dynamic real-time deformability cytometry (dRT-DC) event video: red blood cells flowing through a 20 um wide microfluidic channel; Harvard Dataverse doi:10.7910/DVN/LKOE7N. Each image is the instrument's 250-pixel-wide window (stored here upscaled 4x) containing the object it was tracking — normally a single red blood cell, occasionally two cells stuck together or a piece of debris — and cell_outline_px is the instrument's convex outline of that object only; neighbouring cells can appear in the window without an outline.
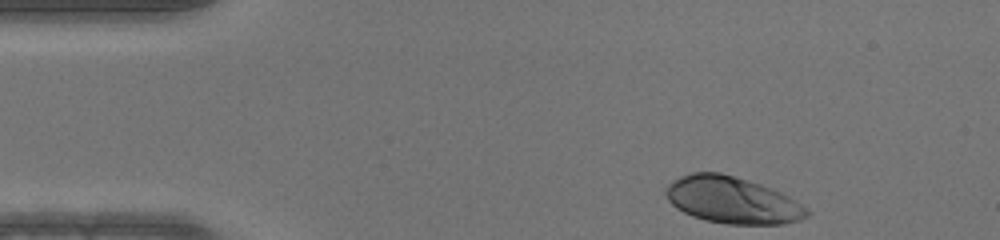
{"species": "human", "species_latin": "Homo sapiens", "temperature_condition": "warm", "stored_images_in_passage": 44, "camera_frame_rate_fps": 3000, "um_per_image_px": 0.085, "donor": {"sex": "male"}, "frame": {"image": 1, "passage_image": 1, "time_ms": 0.0, "image_size_px": [1000, 240], "cell_outline_px": [[812, 212], [808, 216], [800, 220], [784, 224], [728, 224], [704, 220], [692, 216], [676, 208], [668, 200], [664, 192], [668, 184], [672, 180], [680, 176], [692, 172], [720, 172], [760, 184], [772, 188], [788, 196], [808, 208]], "centroid_in_image_um": [62.24, 17.01], "position_along_channel_um": 22.8, "area_um2": 38.55}}
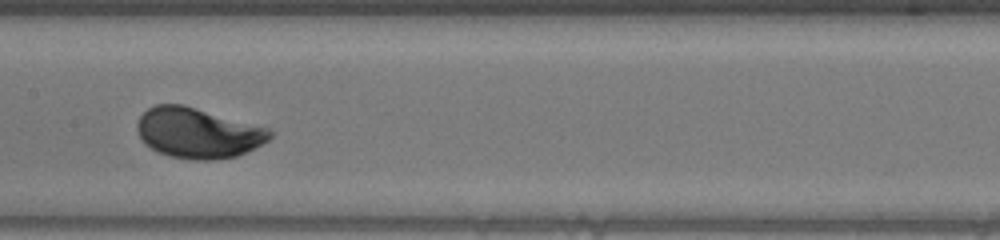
{"frame": {"image": 2, "passage_image": 19, "time_ms": 6.0, "image_size_px": [1000, 240], "cell_outline_px": [[272, 136], [268, 140], [236, 156], [216, 160], [192, 160], [172, 156], [156, 152], [144, 144], [136, 128], [136, 124], [140, 116], [148, 108], [156, 104], [184, 104], [268, 128], [272, 132]], "centroid_in_image_um": [16.78, 11.29], "position_along_channel_um": 190.6, "area_um2": 38.84}}
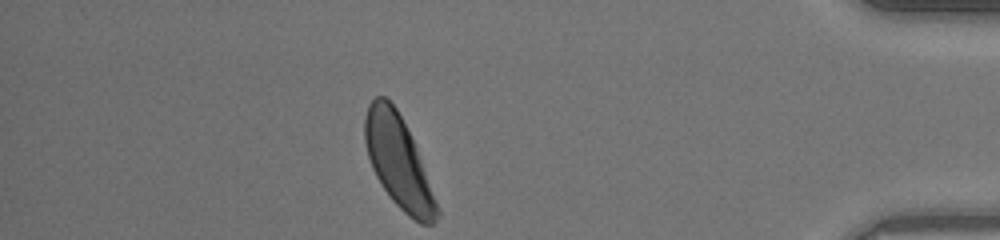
{"frame": {"image": 3, "passage_image": 38, "time_ms": 12.333, "image_size_px": [1000, 240], "cell_outline_px": [[440, 216], [432, 224], [420, 224], [408, 216], [392, 200], [380, 184], [372, 168], [364, 144], [364, 116], [368, 104], [376, 96], [384, 96], [396, 108], [416, 148], [440, 212]], "centroid_in_image_um": [33.83, 13.77], "position_along_channel_um": 401.4, "area_um2": 38.03}}